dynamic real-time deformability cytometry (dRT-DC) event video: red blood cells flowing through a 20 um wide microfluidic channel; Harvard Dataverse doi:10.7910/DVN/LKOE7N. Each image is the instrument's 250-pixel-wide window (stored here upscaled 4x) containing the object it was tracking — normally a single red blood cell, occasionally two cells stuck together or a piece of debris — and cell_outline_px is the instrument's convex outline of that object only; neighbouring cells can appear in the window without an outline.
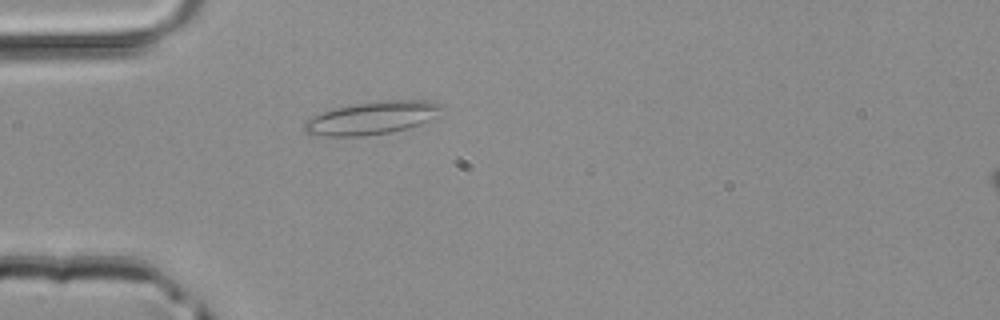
{"species": "common noctule bat (a hibernating species)", "species_latin": "Nyctalus noctula", "temperature_condition": "room temperature", "stored_images_in_passage": 1, "camera_frame_rate_fps": 3000, "um_per_image_px": 0.085, "animal": {"sex": "male", "body_mass_g": 20.4}, "frame": {"image": 1, "passage_image": 1, "time_ms": 0.0, "image_size_px": [1000, 320], "cell_outline_px": [[444, 104], [436, 116], [420, 124], [408, 128], [388, 132], [364, 136], [324, 136], [304, 132], [304, 124], [312, 116], [336, 108], [356, 104], [388, 100], [424, 100]], "centroid_in_image_um": [31.63, 10.03], "position_along_channel_um": 53.4, "area_um2": 25.84}}